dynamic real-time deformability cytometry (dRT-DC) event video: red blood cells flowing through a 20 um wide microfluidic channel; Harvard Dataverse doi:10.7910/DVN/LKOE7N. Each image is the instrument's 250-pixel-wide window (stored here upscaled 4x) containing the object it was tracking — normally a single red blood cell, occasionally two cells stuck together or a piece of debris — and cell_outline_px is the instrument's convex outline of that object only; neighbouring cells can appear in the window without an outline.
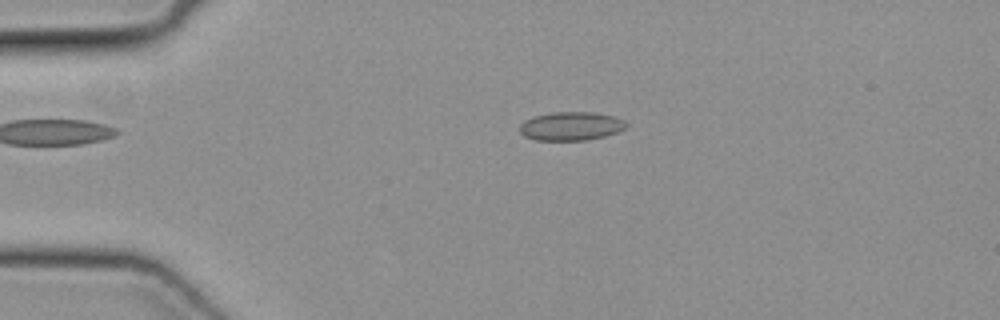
{"species": "common noctule bat (a hibernating species)", "species_latin": "Nyctalus noctula", "temperature_condition": "cold", "stored_images_in_passage": 43, "camera_frame_rate_fps": 3000, "um_per_image_px": 0.085, "animal": {"sex": "female", "body_mass_g": 19.3, "forearm_length_mm": 54.1}, "frame": {"image": 1, "passage_image": 5, "time_ms": 1.333, "image_size_px": [1000, 320], "cell_outline_px": [[628, 124], [624, 128], [616, 132], [604, 136], [584, 140], [536, 140], [524, 136], [520, 132], [520, 124], [524, 120], [532, 116], [552, 112], [592, 112], [612, 116], [624, 120]], "centroid_in_image_um": [48.49, 10.71], "position_along_channel_um": 36.5, "area_um2": 17.69}}
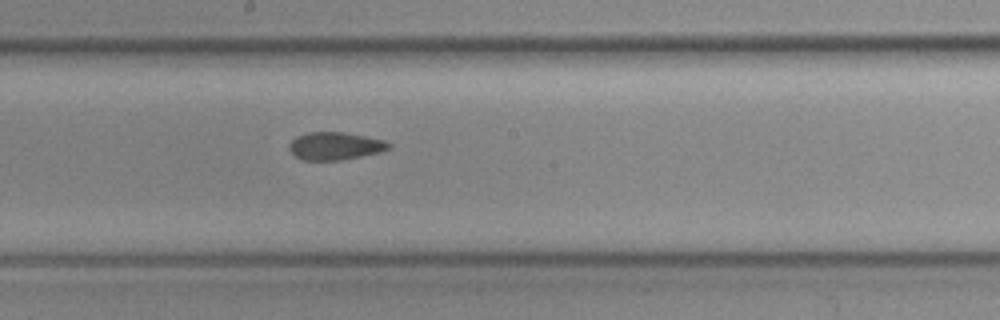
{"frame": {"image": 2, "passage_image": 21, "time_ms": 6.667, "image_size_px": [1000, 320], "cell_outline_px": [[392, 144], [388, 148], [380, 152], [340, 160], [304, 160], [296, 156], [288, 148], [288, 144], [296, 136], [308, 132], [344, 132], [384, 140]], "centroid_in_image_um": [28.46, 12.4], "position_along_channel_um": 219.7, "area_um2": 15.95}}
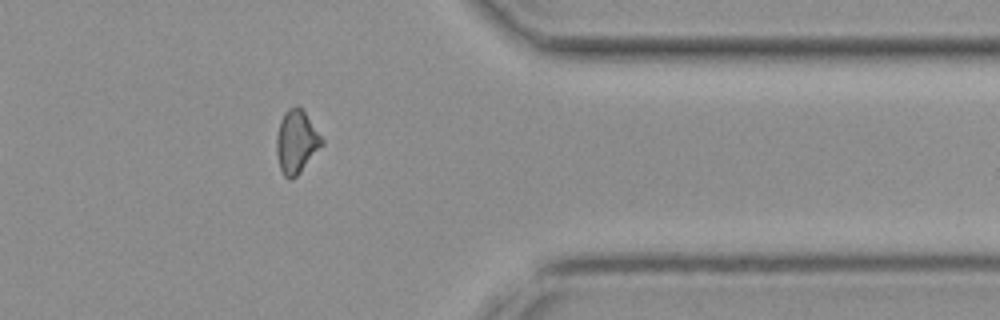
{"frame": {"image": 3, "passage_image": 34, "time_ms": 11.0, "image_size_px": [1000, 320], "cell_outline_px": [[324, 144], [300, 172], [292, 180], [288, 180], [284, 176], [280, 168], [276, 152], [276, 136], [280, 120], [284, 112], [288, 108], [296, 104], [304, 112], [324, 140]], "centroid_in_image_um": [25.18, 12.05], "position_along_channel_um": 386.2, "area_um2": 16.7}}